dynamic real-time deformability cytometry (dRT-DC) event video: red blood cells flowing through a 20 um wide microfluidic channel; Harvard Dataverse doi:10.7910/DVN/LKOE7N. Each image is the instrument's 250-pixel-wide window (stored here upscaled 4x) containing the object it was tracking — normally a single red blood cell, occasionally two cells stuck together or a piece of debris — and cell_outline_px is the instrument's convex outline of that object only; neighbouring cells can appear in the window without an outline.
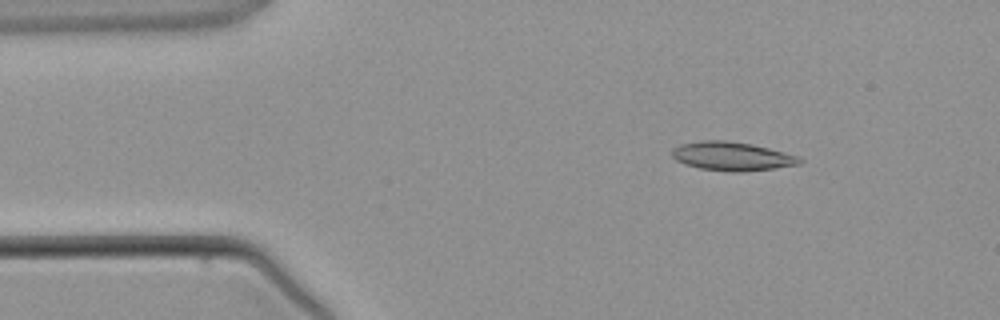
{"species": "common noctule bat (a hibernating species)", "species_latin": "Nyctalus noctula", "temperature_condition": "warm", "stored_images_in_passage": 2, "camera_frame_rate_fps": 3000, "um_per_image_px": 0.085, "animal": {"sex": "male", "body_mass_g": 21.5, "forearm_length_mm": 52.0}, "frame": {"image": 1, "passage_image": 1, "time_ms": 0.0, "image_size_px": [1000, 320], "cell_outline_px": [[804, 160], [800, 164], [744, 172], [732, 172], [700, 168], [684, 164], [676, 160], [672, 156], [672, 148], [680, 144], [700, 140], [728, 140], [752, 144], [800, 156]], "centroid_in_image_um": [62.21, 13.27], "position_along_channel_um": 22.8, "area_um2": 21.5}}